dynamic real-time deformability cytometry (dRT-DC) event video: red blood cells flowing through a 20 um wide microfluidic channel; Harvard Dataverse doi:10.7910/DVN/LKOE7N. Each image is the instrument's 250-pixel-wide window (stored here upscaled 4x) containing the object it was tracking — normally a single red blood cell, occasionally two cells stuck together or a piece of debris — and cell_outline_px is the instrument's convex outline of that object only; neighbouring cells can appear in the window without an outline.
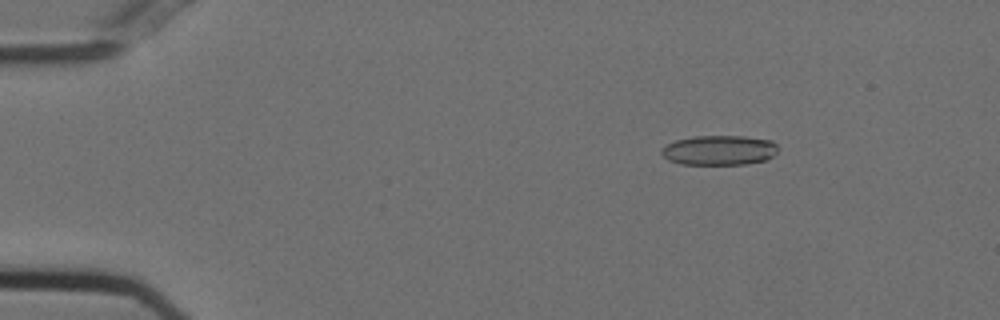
{"species": "Egyptian fruit bat (a non-hibernating species)", "species_latin": "Rousettus aegyptiacus", "temperature_condition": "cold", "stored_images_in_passage": 17, "segment_of_instrument_passage": [1, 2], "camera_frame_rate_fps": 3000, "um_per_image_px": 0.085, "animal": {"sex": "female"}, "frame": {"image": 1, "passage_image": 8, "time_ms": 2.333, "image_size_px": [1000, 320], "cell_outline_px": [[776, 152], [772, 156], [764, 160], [744, 164], [680, 164], [668, 160], [660, 152], [660, 148], [676, 140], [696, 136], [744, 136], [772, 140], [776, 144]], "centroid_in_image_um": [61.11, 12.76], "position_along_channel_um": 23.9, "area_um2": 20.11}}